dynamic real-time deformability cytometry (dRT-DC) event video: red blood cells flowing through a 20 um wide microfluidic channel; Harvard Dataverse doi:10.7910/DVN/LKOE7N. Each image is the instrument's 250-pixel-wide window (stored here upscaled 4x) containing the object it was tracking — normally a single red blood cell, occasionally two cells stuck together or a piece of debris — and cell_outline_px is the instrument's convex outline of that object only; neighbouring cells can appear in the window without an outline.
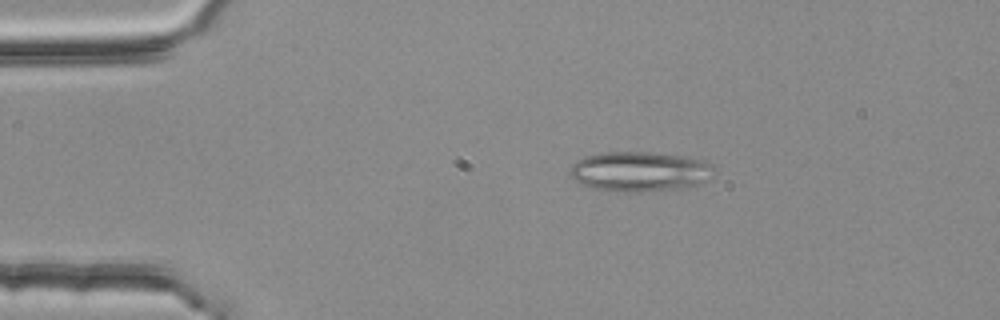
{"species": "common noctule bat (a hibernating species)", "species_latin": "Nyctalus noctula", "temperature_condition": "room temperature", "stored_images_in_passage": 3, "camera_frame_rate_fps": 3000, "um_per_image_px": 0.085, "animal": {"sex": "female", "body_mass_g": 25.1}, "frame": {"image": 1, "passage_image": 2, "time_ms": 0.333, "image_size_px": [1000, 320], "cell_outline_px": [[712, 168], [704, 180], [688, 188], [640, 192], [632, 192], [596, 188], [580, 184], [568, 172], [572, 164], [584, 156], [604, 152], [652, 152], [684, 156], [704, 160], [712, 164]], "centroid_in_image_um": [54.34, 14.56], "position_along_channel_um": 30.7, "area_um2": 33.18}}